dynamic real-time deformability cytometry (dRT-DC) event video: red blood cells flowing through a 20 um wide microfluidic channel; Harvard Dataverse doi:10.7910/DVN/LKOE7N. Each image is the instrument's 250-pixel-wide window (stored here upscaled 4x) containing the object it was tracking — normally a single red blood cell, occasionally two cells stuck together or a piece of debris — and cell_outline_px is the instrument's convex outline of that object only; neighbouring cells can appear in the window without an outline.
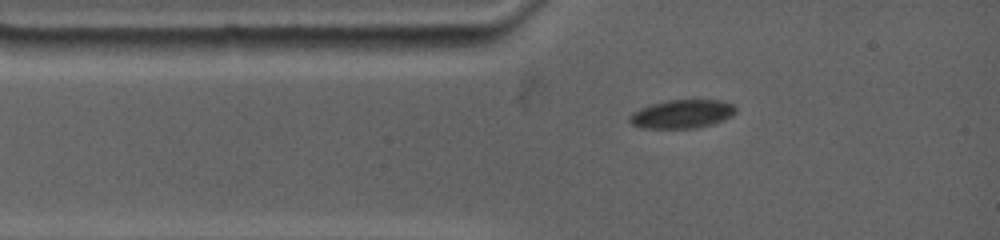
{"species": "common noctule bat (a hibernating species)", "species_latin": "Nyctalus noctula", "temperature_condition": "warm", "stored_images_in_passage": 81, "camera_frame_rate_fps": 4500, "um_per_image_px": 0.085, "animal": {"sex": "female", "body_mass_g": 19.0, "forearm_length_mm": 53.3}, "frame": {"image": 1, "passage_image": 1, "time_ms": 0.0, "image_size_px": [1000, 240], "cell_outline_px": [[736, 112], [732, 116], [712, 124], [696, 128], [644, 128], [632, 124], [628, 120], [628, 116], [632, 112], [640, 108], [652, 104], [668, 100], [716, 100], [732, 104], [736, 108]], "centroid_in_image_um": [57.95, 9.69], "position_along_channel_um": 27.1, "area_um2": 17.57}}
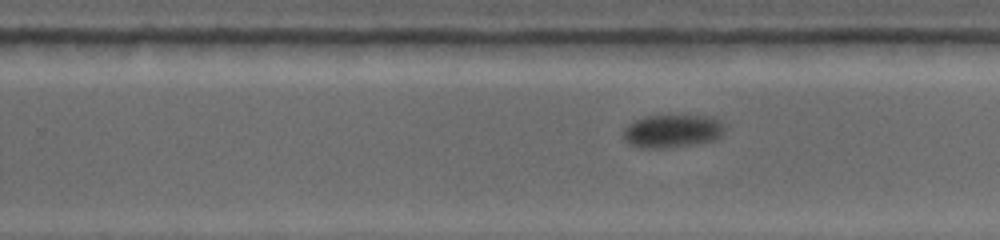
{"frame": {"image": 2, "passage_image": 35, "time_ms": 7.556, "image_size_px": [1000, 240], "cell_outline_px": [[720, 136], [716, 140], [692, 144], [664, 148], [640, 148], [628, 144], [624, 140], [624, 132], [636, 120], [648, 116], [696, 116], [716, 120], [720, 124]], "centroid_in_image_um": [57.06, 11.18], "position_along_channel_um": 272.7, "area_um2": 18.61}}
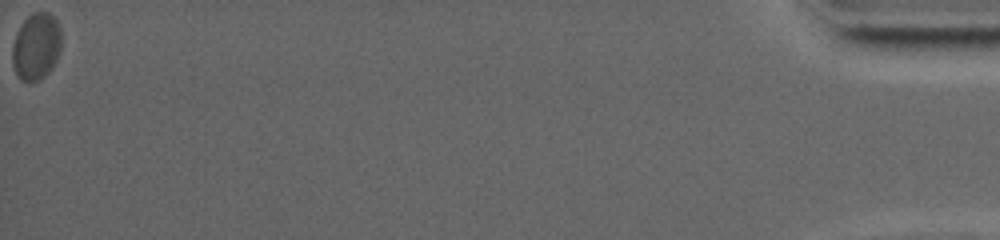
{"frame": {"image": 3, "passage_image": 81, "time_ms": 17.778, "image_size_px": [1000, 240], "cell_outline_px": [[60, 52], [52, 68], [44, 76], [36, 80], [20, 80], [12, 64], [12, 44], [16, 32], [20, 24], [32, 12], [48, 12], [56, 20], [60, 28]], "centroid_in_image_um": [3.06, 3.92], "position_along_channel_um": 432.1, "area_um2": 19.07}, "authors_computed_cell_mechanics": {"area_um2": 19.1318, "velocity_mm_per_s": 3.3548, "shape_relaxation_time_tau1_ms": 2.8982, "shape_relaxation_time_tau2_ms": null, "deformation_change_tau1": 0.1059, "deformation_change_tau2": null}}